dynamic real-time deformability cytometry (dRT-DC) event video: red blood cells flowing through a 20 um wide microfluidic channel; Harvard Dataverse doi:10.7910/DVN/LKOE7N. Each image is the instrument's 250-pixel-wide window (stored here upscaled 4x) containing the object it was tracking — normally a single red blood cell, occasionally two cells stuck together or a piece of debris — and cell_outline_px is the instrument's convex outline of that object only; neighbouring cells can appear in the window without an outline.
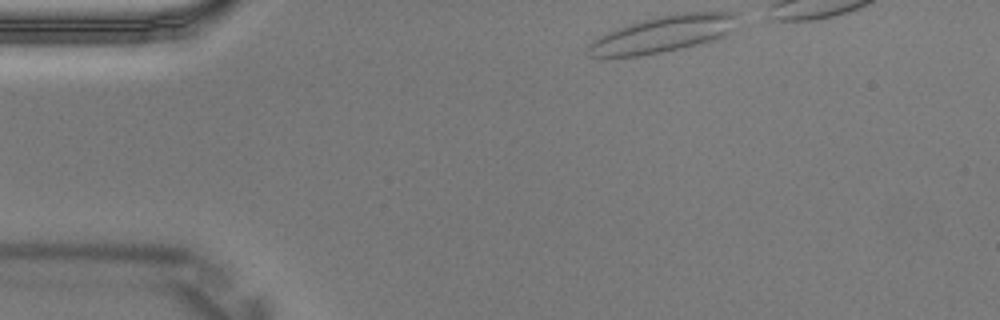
{"species": "Egyptian fruit bat (a non-hibernating species)", "species_latin": "Rousettus aegyptiacus", "temperature_condition": "warm", "stored_images_in_passage": 3, "camera_frame_rate_fps": 3000, "um_per_image_px": 0.085, "animal": {"sex": "male"}, "frame": {"image": 1, "passage_image": 1, "time_ms": 0.0, "image_size_px": [1000, 320], "cell_outline_px": [[736, 28], [724, 36], [716, 40], [680, 48], [640, 56], [588, 56], [588, 44], [592, 40], [604, 32], [628, 24], [644, 20], [684, 12], [736, 12]], "centroid_in_image_um": [56.37, 2.89], "position_along_channel_um": 28.6, "area_um2": 31.62}}